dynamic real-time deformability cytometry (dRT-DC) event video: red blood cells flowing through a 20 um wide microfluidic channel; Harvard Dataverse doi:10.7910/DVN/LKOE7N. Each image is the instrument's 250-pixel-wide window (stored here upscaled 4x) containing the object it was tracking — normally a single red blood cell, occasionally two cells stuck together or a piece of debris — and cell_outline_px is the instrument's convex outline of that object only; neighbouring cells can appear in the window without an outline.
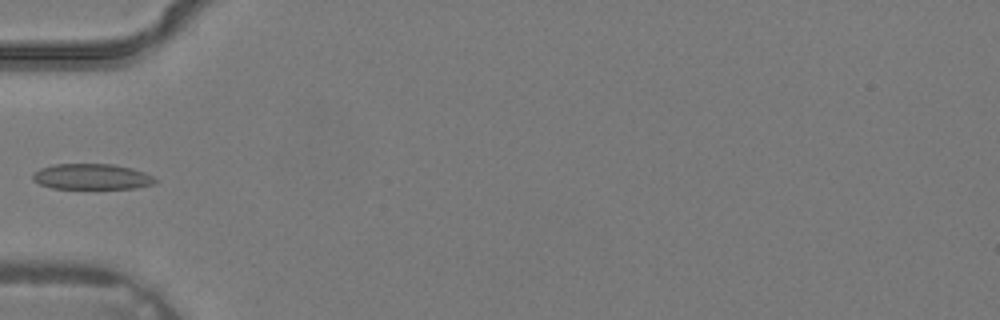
{"species": "common noctule bat (a hibernating species)", "species_latin": "Nyctalus noctula", "temperature_condition": "warm", "stored_images_in_passage": 2, "camera_frame_rate_fps": 3000, "um_per_image_px": 0.085, "animal": {"sex": "male", "body_mass_g": 19.2, "forearm_length_mm": 51.8}, "frame": {"image": 1, "passage_image": 2, "time_ms": 0.333, "image_size_px": [1000, 320], "cell_outline_px": [[160, 180], [156, 184], [136, 188], [52, 188], [40, 184], [32, 180], [32, 172], [40, 168], [52, 164], [112, 164], [132, 168], [144, 172]], "centroid_in_image_um": [7.81, 15.01], "position_along_channel_um": 77.2, "area_um2": 18.5}}